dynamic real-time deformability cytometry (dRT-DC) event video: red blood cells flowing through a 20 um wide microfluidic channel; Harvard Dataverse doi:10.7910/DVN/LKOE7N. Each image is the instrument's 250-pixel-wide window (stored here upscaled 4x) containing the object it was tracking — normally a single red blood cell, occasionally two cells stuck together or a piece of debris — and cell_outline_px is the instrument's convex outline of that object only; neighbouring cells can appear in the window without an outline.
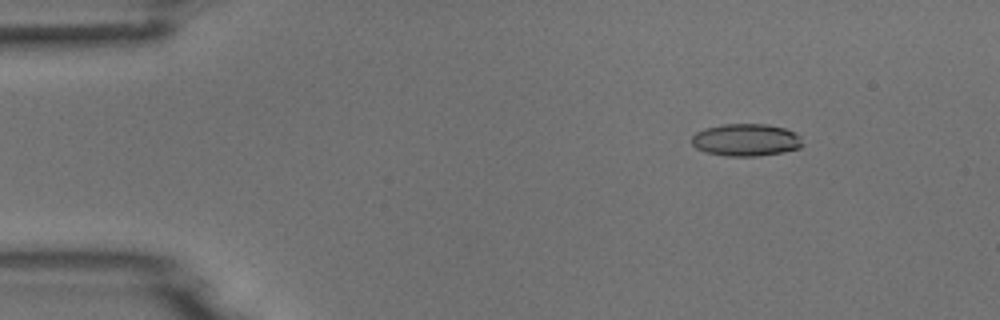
{"species": "common noctule bat (a hibernating species)", "species_latin": "Nyctalus noctula", "temperature_condition": "room temperature", "stored_images_in_passage": 5, "camera_frame_rate_fps": 3000, "um_per_image_px": 0.085, "animal": {"sex": "male", "body_mass_g": 18.8}, "frame": {"image": 1, "passage_image": 2, "time_ms": 1.333, "image_size_px": [1000, 320], "cell_outline_px": [[804, 144], [800, 148], [784, 152], [760, 156], [724, 156], [704, 152], [696, 148], [692, 144], [692, 136], [696, 132], [704, 128], [724, 124], [768, 124], [784, 128], [796, 132], [800, 136]], "centroid_in_image_um": [63.42, 11.9], "position_along_channel_um": 21.6, "area_um2": 21.21}}
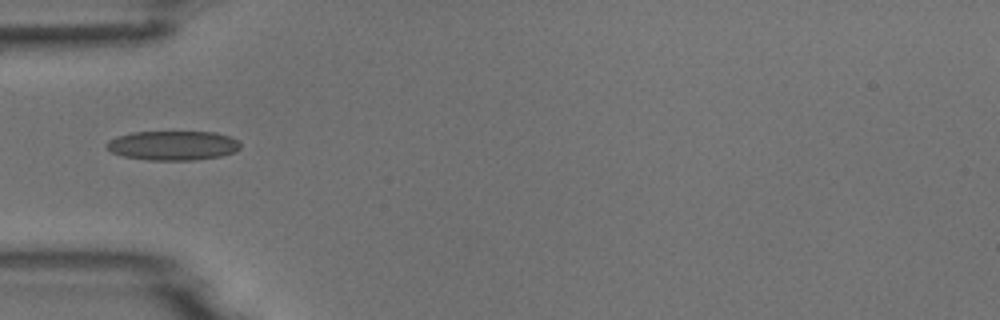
{"frame": {"image": 2, "passage_image": 5, "time_ms": 4.667, "image_size_px": [1000, 320], "cell_outline_px": [[240, 148], [236, 152], [220, 156], [192, 160], [148, 160], [124, 156], [112, 152], [104, 144], [108, 140], [116, 136], [132, 132], [216, 132], [228, 136], [236, 140], [240, 144]], "centroid_in_image_um": [14.68, 12.36], "position_along_channel_um": 70.3, "area_um2": 22.89}}